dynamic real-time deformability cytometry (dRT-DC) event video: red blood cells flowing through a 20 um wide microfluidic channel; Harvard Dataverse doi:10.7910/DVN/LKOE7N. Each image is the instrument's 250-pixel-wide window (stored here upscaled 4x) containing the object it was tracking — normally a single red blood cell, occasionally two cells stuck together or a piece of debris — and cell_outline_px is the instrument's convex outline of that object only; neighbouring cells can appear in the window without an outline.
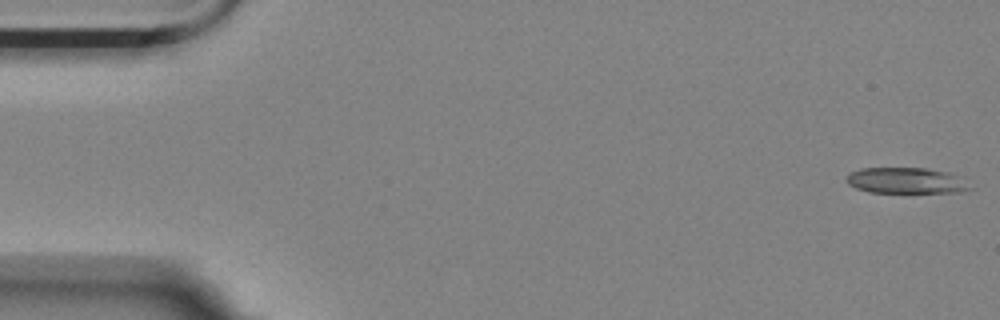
{"species": "Egyptian fruit bat (a non-hibernating species)", "species_latin": "Rousettus aegyptiacus", "temperature_condition": "room temperature", "stored_images_in_passage": 5, "camera_frame_rate_fps": 3000, "um_per_image_px": 0.085, "animal": {"sex": "female"}, "frame": {"image": 1, "passage_image": 1, "time_ms": 0.0, "image_size_px": [1000, 320], "cell_outline_px": [[972, 188], [956, 192], [868, 192], [856, 188], [848, 184], [844, 180], [848, 172], [860, 168], [928, 168], [948, 172], [964, 176]], "centroid_in_image_um": [77.02, 15.33], "position_along_channel_um": 8.0, "area_um2": 18.96}}
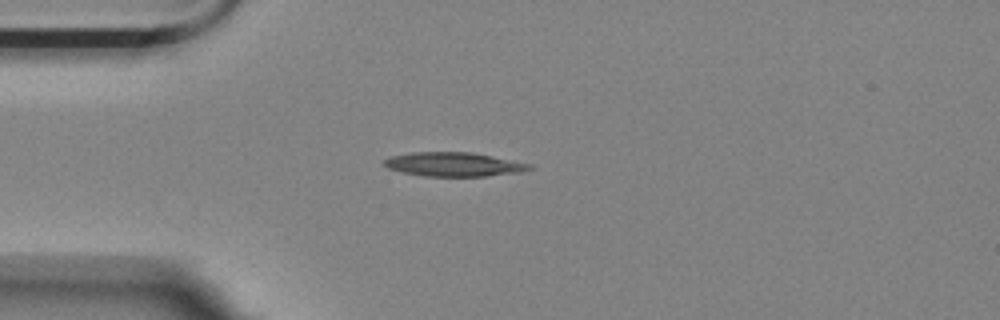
{"frame": {"image": 2, "passage_image": 5, "time_ms": 4.333, "image_size_px": [1000, 320], "cell_outline_px": [[536, 168], [524, 172], [488, 176], [424, 176], [404, 172], [388, 168], [384, 164], [384, 160], [392, 156], [412, 152], [472, 152], [532, 164]], "centroid_in_image_um": [38.66, 13.97], "position_along_channel_um": 46.3, "area_um2": 20.4}}